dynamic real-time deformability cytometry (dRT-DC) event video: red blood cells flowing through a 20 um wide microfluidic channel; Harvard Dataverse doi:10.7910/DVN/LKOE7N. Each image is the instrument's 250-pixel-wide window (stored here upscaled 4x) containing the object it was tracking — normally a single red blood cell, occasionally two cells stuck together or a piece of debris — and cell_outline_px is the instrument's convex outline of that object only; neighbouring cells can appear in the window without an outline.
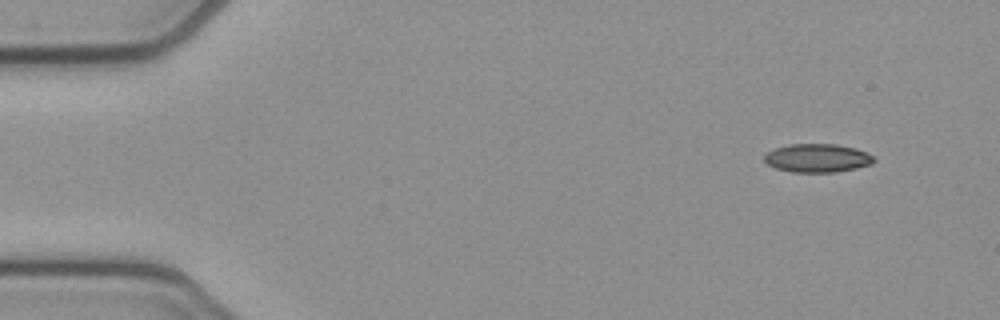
{"species": "common noctule bat (a hibernating species)", "species_latin": "Nyctalus noctula", "temperature_condition": "cold", "stored_images_in_passage": 53, "camera_frame_rate_fps": 3000, "um_per_image_px": 0.085, "animal": {"sex": "female", "body_mass_g": 21.9}, "frame": {"image": 1, "passage_image": 4, "time_ms": 1.0, "image_size_px": [1000, 320], "cell_outline_px": [[876, 160], [872, 164], [856, 168], [836, 172], [792, 172], [776, 168], [768, 164], [764, 160], [764, 156], [768, 152], [776, 148], [788, 144], [836, 144], [856, 148], [876, 156]], "centroid_in_image_um": [69.52, 13.43], "position_along_channel_um": 15.5, "area_um2": 18.26}}
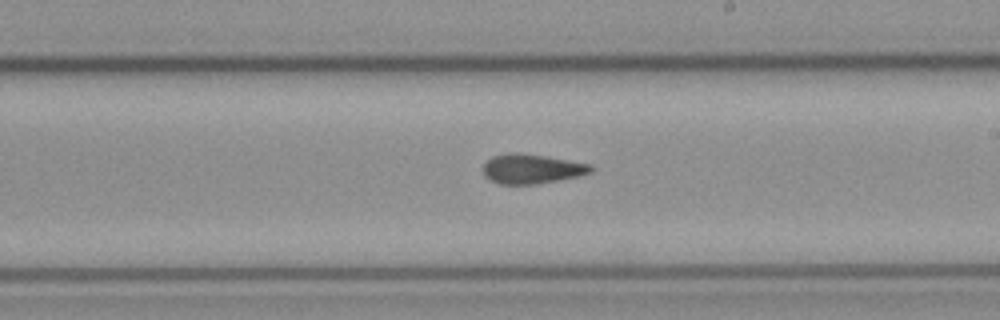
{"frame": {"image": 2, "passage_image": 30, "time_ms": 9.667, "image_size_px": [1000, 320], "cell_outline_px": [[596, 168], [592, 172], [580, 176], [560, 180], [536, 184], [500, 184], [484, 176], [484, 164], [492, 156], [508, 152], [516, 152], [548, 156], [592, 164]], "centroid_in_image_um": [45.26, 14.34], "position_along_channel_um": 243.7, "area_um2": 18.84}}
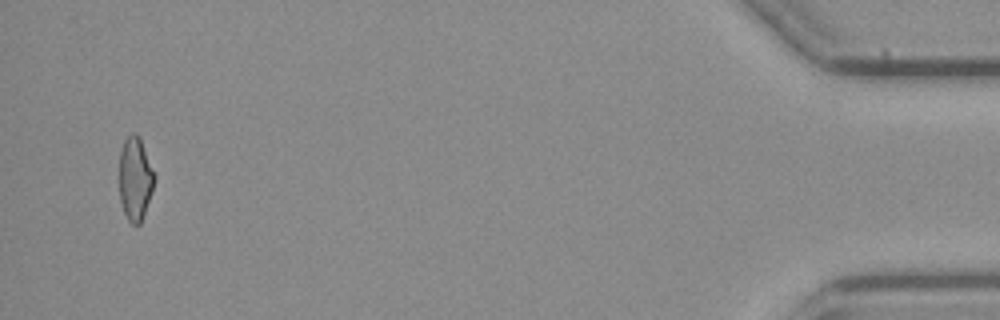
{"frame": {"image": 3, "passage_image": 51, "time_ms": 16.667, "image_size_px": [1000, 320], "cell_outline_px": [[156, 176], [140, 224], [132, 224], [128, 220], [124, 212], [120, 200], [120, 152], [124, 140], [132, 132], [136, 132], [140, 136]], "centroid_in_image_um": [11.49, 15.13], "position_along_channel_um": 423.7, "area_um2": 16.88}, "authors_computed_cell_mechanics": {"area_um2": 18.6694, "velocity_mm_per_s": 3.8363, "shape_relaxation_time_tau1_ms": null, "shape_relaxation_time_tau2_ms": 3.9622, "deformation_change_tau1": null, "deformation_change_tau2": 0.1152}}